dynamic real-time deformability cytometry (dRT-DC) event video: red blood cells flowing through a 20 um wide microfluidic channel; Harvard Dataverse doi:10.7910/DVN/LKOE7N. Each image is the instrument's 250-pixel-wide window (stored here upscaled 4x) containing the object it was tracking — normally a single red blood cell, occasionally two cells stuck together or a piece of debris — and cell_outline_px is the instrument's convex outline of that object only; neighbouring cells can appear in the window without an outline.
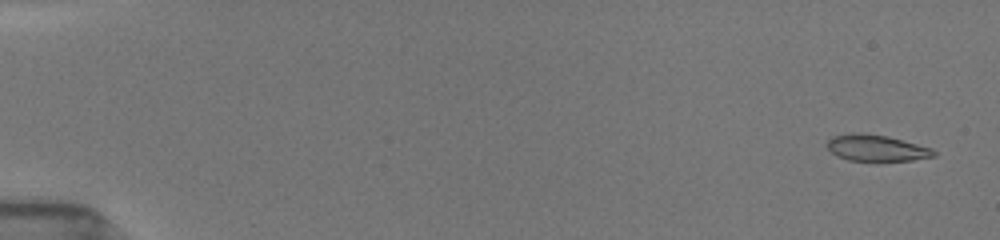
{"species": "common noctule bat (a hibernating species)", "species_latin": "Nyctalus noctula", "temperature_condition": "room temperature", "stored_images_in_passage": 43, "camera_frame_rate_fps": 3000, "um_per_image_px": 0.085, "animal": {"sex": "female", "body_mass_g": 19.5, "forearm_length_mm": 54.1}, "frame": {"image": 1, "passage_image": 3, "time_ms": 0.667, "image_size_px": [1000, 240], "cell_outline_px": [[936, 156], [912, 160], [880, 164], [848, 160], [836, 156], [828, 148], [828, 140], [832, 136], [852, 132], [860, 132], [888, 136], [932, 148], [936, 152]], "centroid_in_image_um": [74.5, 12.62], "position_along_channel_um": 10.5, "area_um2": 17.22}}
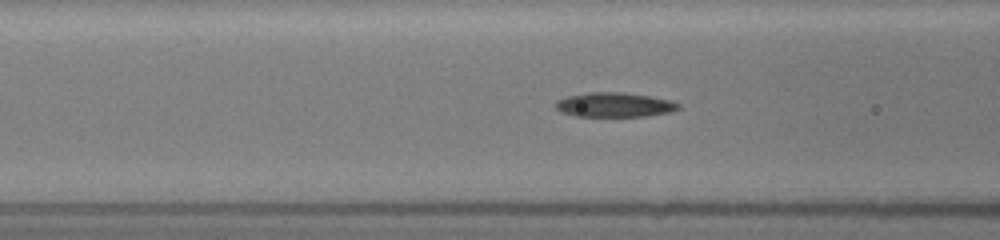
{"frame": {"image": 2, "passage_image": 29, "time_ms": 7.333, "image_size_px": [1000, 240], "cell_outline_px": [[680, 108], [672, 112], [648, 116], [576, 116], [560, 112], [556, 108], [556, 100], [568, 96], [588, 92], [624, 92], [648, 96], [668, 100], [680, 104]], "centroid_in_image_um": [52.22, 8.91], "position_along_channel_um": 114.4, "area_um2": 17.51}}
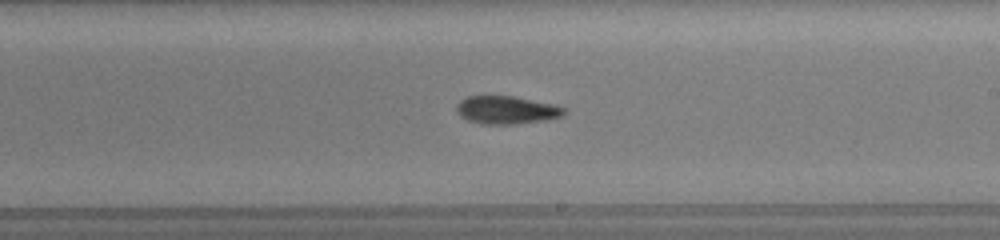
{"frame": {"image": 3, "passage_image": 41, "time_ms": 10.667, "image_size_px": [1000, 240], "cell_outline_px": [[568, 112], [564, 116], [544, 120], [516, 124], [480, 124], [468, 120], [460, 116], [456, 112], [456, 104], [460, 100], [468, 96], [516, 96], [556, 104], [564, 108]], "centroid_in_image_um": [43.08, 9.34], "position_along_channel_um": 245.9, "area_um2": 17.86}}